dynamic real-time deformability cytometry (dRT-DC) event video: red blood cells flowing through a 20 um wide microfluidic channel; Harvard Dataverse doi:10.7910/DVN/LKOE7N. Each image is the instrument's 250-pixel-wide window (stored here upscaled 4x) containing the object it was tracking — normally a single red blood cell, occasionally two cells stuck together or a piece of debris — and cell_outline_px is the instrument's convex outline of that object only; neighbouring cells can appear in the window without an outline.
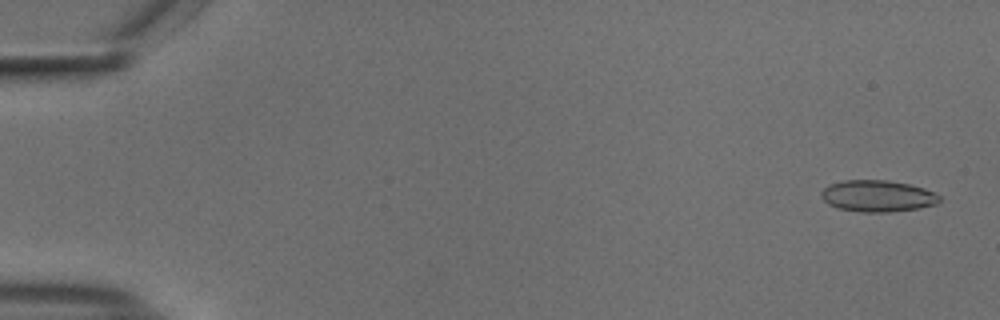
{"species": "common noctule bat (a hibernating species)", "species_latin": "Nyctalus noctula", "temperature_condition": "cold", "stored_images_in_passage": 54, "camera_frame_rate_fps": 3000, "um_per_image_px": 0.085, "animal": {"sex": "male", "body_mass_g": 18.8}, "frame": {"image": 1, "passage_image": 2, "time_ms": 0.333, "image_size_px": [1000, 320], "cell_outline_px": [[940, 200], [936, 204], [920, 208], [892, 212], [860, 212], [836, 208], [828, 204], [820, 196], [820, 192], [828, 184], [844, 180], [888, 180], [908, 184], [924, 188], [940, 196]], "centroid_in_image_um": [74.56, 16.66], "position_along_channel_um": 10.4, "area_um2": 21.91}}
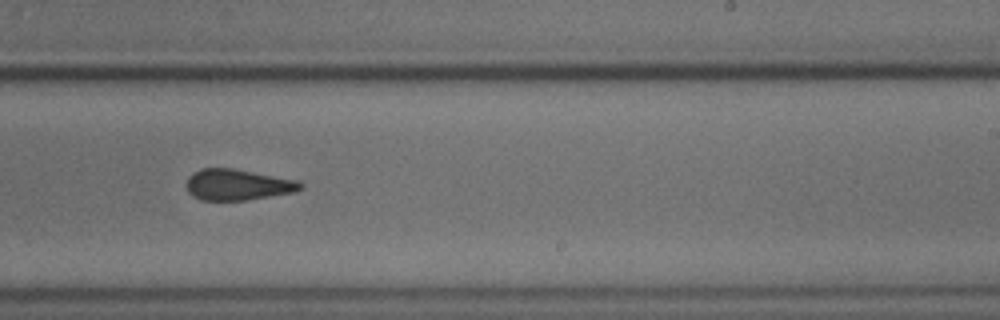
{"frame": {"image": 2, "passage_image": 34, "time_ms": 11.0, "image_size_px": [1000, 320], "cell_outline_px": [[304, 188], [292, 192], [244, 200], [200, 200], [192, 196], [188, 192], [188, 176], [192, 172], [200, 168], [232, 168], [300, 180], [304, 184]], "centroid_in_image_um": [20.21, 15.69], "position_along_channel_um": 268.8, "area_um2": 20.63}}
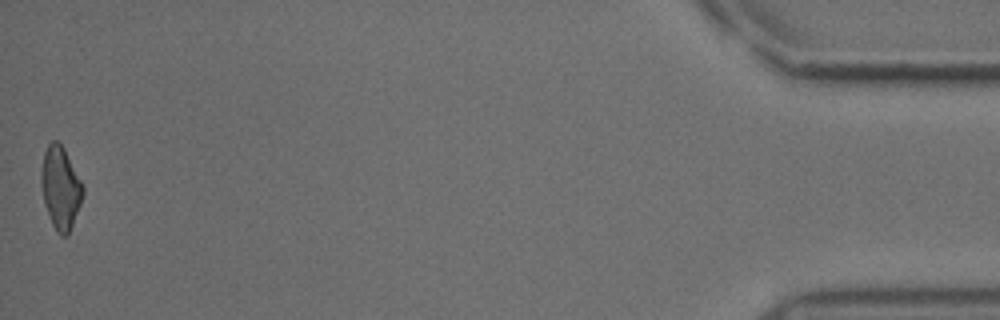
{"frame": {"image": 3, "passage_image": 54, "time_ms": 17.667, "image_size_px": [1000, 320], "cell_outline_px": [[84, 192], [80, 204], [68, 236], [60, 236], [56, 232], [52, 224], [44, 204], [40, 184], [40, 172], [44, 152], [48, 144], [52, 140], [56, 140], [64, 148], [84, 188]], "centroid_in_image_um": [5.11, 15.98], "position_along_channel_um": 430.1, "area_um2": 20.06}, "authors_computed_cell_mechanics": {"area_um2": 21.2993, "velocity_mm_per_s": 3.741, "shape_relaxation_time_tau1_ms": null, "shape_relaxation_time_tau2_ms": 1.8915, "deformation_change_tau1": null, "deformation_change_tau2": 0.0913}}